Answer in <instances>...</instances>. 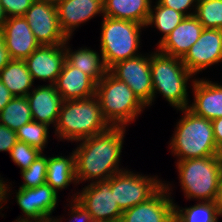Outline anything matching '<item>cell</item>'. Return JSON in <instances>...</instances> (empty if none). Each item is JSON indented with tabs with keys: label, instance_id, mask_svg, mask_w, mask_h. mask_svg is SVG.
I'll use <instances>...</instances> for the list:
<instances>
[{
	"label": "cell",
	"instance_id": "1",
	"mask_svg": "<svg viewBox=\"0 0 222 222\" xmlns=\"http://www.w3.org/2000/svg\"><path fill=\"white\" fill-rule=\"evenodd\" d=\"M126 127L110 126L106 131L80 140L74 150L78 184L86 180H108L123 170L119 168ZM119 162V163H118Z\"/></svg>",
	"mask_w": 222,
	"mask_h": 222
},
{
	"label": "cell",
	"instance_id": "2",
	"mask_svg": "<svg viewBox=\"0 0 222 222\" xmlns=\"http://www.w3.org/2000/svg\"><path fill=\"white\" fill-rule=\"evenodd\" d=\"M110 127L104 119L96 95L63 101L55 125V136L61 140L78 141L102 133Z\"/></svg>",
	"mask_w": 222,
	"mask_h": 222
},
{
	"label": "cell",
	"instance_id": "3",
	"mask_svg": "<svg viewBox=\"0 0 222 222\" xmlns=\"http://www.w3.org/2000/svg\"><path fill=\"white\" fill-rule=\"evenodd\" d=\"M181 111L184 115L179 119L169 144L172 153L178 157L177 161L220 155L211 120L199 117L187 108Z\"/></svg>",
	"mask_w": 222,
	"mask_h": 222
},
{
	"label": "cell",
	"instance_id": "4",
	"mask_svg": "<svg viewBox=\"0 0 222 222\" xmlns=\"http://www.w3.org/2000/svg\"><path fill=\"white\" fill-rule=\"evenodd\" d=\"M150 70L153 85L152 102L159 92L171 106L177 108L176 110L188 108L187 82L194 75L188 71L182 60L157 49L150 54Z\"/></svg>",
	"mask_w": 222,
	"mask_h": 222
},
{
	"label": "cell",
	"instance_id": "5",
	"mask_svg": "<svg viewBox=\"0 0 222 222\" xmlns=\"http://www.w3.org/2000/svg\"><path fill=\"white\" fill-rule=\"evenodd\" d=\"M102 115L110 126L126 127L146 107L129 86L108 72L96 84Z\"/></svg>",
	"mask_w": 222,
	"mask_h": 222
},
{
	"label": "cell",
	"instance_id": "6",
	"mask_svg": "<svg viewBox=\"0 0 222 222\" xmlns=\"http://www.w3.org/2000/svg\"><path fill=\"white\" fill-rule=\"evenodd\" d=\"M176 167L179 172V183L187 199L216 201L222 170L220 155L177 161Z\"/></svg>",
	"mask_w": 222,
	"mask_h": 222
},
{
	"label": "cell",
	"instance_id": "7",
	"mask_svg": "<svg viewBox=\"0 0 222 222\" xmlns=\"http://www.w3.org/2000/svg\"><path fill=\"white\" fill-rule=\"evenodd\" d=\"M101 25L100 51L108 68L119 61L140 55V33L145 25L107 16H103Z\"/></svg>",
	"mask_w": 222,
	"mask_h": 222
},
{
	"label": "cell",
	"instance_id": "8",
	"mask_svg": "<svg viewBox=\"0 0 222 222\" xmlns=\"http://www.w3.org/2000/svg\"><path fill=\"white\" fill-rule=\"evenodd\" d=\"M163 185L164 182L158 180L157 176H144L130 170H123L111 176V190L122 211L145 202Z\"/></svg>",
	"mask_w": 222,
	"mask_h": 222
},
{
	"label": "cell",
	"instance_id": "9",
	"mask_svg": "<svg viewBox=\"0 0 222 222\" xmlns=\"http://www.w3.org/2000/svg\"><path fill=\"white\" fill-rule=\"evenodd\" d=\"M81 191L73 194V200L85 208L93 222H120L123 211L111 190V177L90 183Z\"/></svg>",
	"mask_w": 222,
	"mask_h": 222
},
{
	"label": "cell",
	"instance_id": "10",
	"mask_svg": "<svg viewBox=\"0 0 222 222\" xmlns=\"http://www.w3.org/2000/svg\"><path fill=\"white\" fill-rule=\"evenodd\" d=\"M109 72L125 82L136 97L146 106L152 105L153 85L150 70V54L122 60L109 68Z\"/></svg>",
	"mask_w": 222,
	"mask_h": 222
},
{
	"label": "cell",
	"instance_id": "11",
	"mask_svg": "<svg viewBox=\"0 0 222 222\" xmlns=\"http://www.w3.org/2000/svg\"><path fill=\"white\" fill-rule=\"evenodd\" d=\"M24 18L40 45H63L66 42L67 37L59 26L57 7L48 0H35Z\"/></svg>",
	"mask_w": 222,
	"mask_h": 222
},
{
	"label": "cell",
	"instance_id": "12",
	"mask_svg": "<svg viewBox=\"0 0 222 222\" xmlns=\"http://www.w3.org/2000/svg\"><path fill=\"white\" fill-rule=\"evenodd\" d=\"M168 185L164 182L148 200L123 211L120 222H174V201Z\"/></svg>",
	"mask_w": 222,
	"mask_h": 222
},
{
	"label": "cell",
	"instance_id": "13",
	"mask_svg": "<svg viewBox=\"0 0 222 222\" xmlns=\"http://www.w3.org/2000/svg\"><path fill=\"white\" fill-rule=\"evenodd\" d=\"M181 60L193 75L222 62V29H204Z\"/></svg>",
	"mask_w": 222,
	"mask_h": 222
},
{
	"label": "cell",
	"instance_id": "14",
	"mask_svg": "<svg viewBox=\"0 0 222 222\" xmlns=\"http://www.w3.org/2000/svg\"><path fill=\"white\" fill-rule=\"evenodd\" d=\"M57 199V192L47 183L36 188H19L16 202L24 215L14 222L50 216L56 208Z\"/></svg>",
	"mask_w": 222,
	"mask_h": 222
},
{
	"label": "cell",
	"instance_id": "15",
	"mask_svg": "<svg viewBox=\"0 0 222 222\" xmlns=\"http://www.w3.org/2000/svg\"><path fill=\"white\" fill-rule=\"evenodd\" d=\"M65 60L64 44L40 45L25 62L33 80H49V84H55Z\"/></svg>",
	"mask_w": 222,
	"mask_h": 222
},
{
	"label": "cell",
	"instance_id": "16",
	"mask_svg": "<svg viewBox=\"0 0 222 222\" xmlns=\"http://www.w3.org/2000/svg\"><path fill=\"white\" fill-rule=\"evenodd\" d=\"M1 32L11 59L25 60L40 46L24 16L9 17Z\"/></svg>",
	"mask_w": 222,
	"mask_h": 222
},
{
	"label": "cell",
	"instance_id": "17",
	"mask_svg": "<svg viewBox=\"0 0 222 222\" xmlns=\"http://www.w3.org/2000/svg\"><path fill=\"white\" fill-rule=\"evenodd\" d=\"M56 7L59 26L67 38H71L80 24L103 14V0H66Z\"/></svg>",
	"mask_w": 222,
	"mask_h": 222
},
{
	"label": "cell",
	"instance_id": "18",
	"mask_svg": "<svg viewBox=\"0 0 222 222\" xmlns=\"http://www.w3.org/2000/svg\"><path fill=\"white\" fill-rule=\"evenodd\" d=\"M192 83L194 101L187 109L211 121L222 117V85L204 78L194 79Z\"/></svg>",
	"mask_w": 222,
	"mask_h": 222
},
{
	"label": "cell",
	"instance_id": "19",
	"mask_svg": "<svg viewBox=\"0 0 222 222\" xmlns=\"http://www.w3.org/2000/svg\"><path fill=\"white\" fill-rule=\"evenodd\" d=\"M203 30L204 27L194 15L185 17L157 49L164 54L182 59L199 39Z\"/></svg>",
	"mask_w": 222,
	"mask_h": 222
},
{
	"label": "cell",
	"instance_id": "20",
	"mask_svg": "<svg viewBox=\"0 0 222 222\" xmlns=\"http://www.w3.org/2000/svg\"><path fill=\"white\" fill-rule=\"evenodd\" d=\"M34 121L56 125L63 98L54 84L35 87L26 96Z\"/></svg>",
	"mask_w": 222,
	"mask_h": 222
},
{
	"label": "cell",
	"instance_id": "21",
	"mask_svg": "<svg viewBox=\"0 0 222 222\" xmlns=\"http://www.w3.org/2000/svg\"><path fill=\"white\" fill-rule=\"evenodd\" d=\"M96 82L78 68L72 66L67 60L63 64L55 87L63 100H78L94 96Z\"/></svg>",
	"mask_w": 222,
	"mask_h": 222
},
{
	"label": "cell",
	"instance_id": "22",
	"mask_svg": "<svg viewBox=\"0 0 222 222\" xmlns=\"http://www.w3.org/2000/svg\"><path fill=\"white\" fill-rule=\"evenodd\" d=\"M70 38L64 43L66 60L74 67L91 77L98 83L108 72L103 55L98 52L82 47L76 51H72L67 44ZM101 56V57H100Z\"/></svg>",
	"mask_w": 222,
	"mask_h": 222
},
{
	"label": "cell",
	"instance_id": "23",
	"mask_svg": "<svg viewBox=\"0 0 222 222\" xmlns=\"http://www.w3.org/2000/svg\"><path fill=\"white\" fill-rule=\"evenodd\" d=\"M151 4V0H103V16L145 25Z\"/></svg>",
	"mask_w": 222,
	"mask_h": 222
},
{
	"label": "cell",
	"instance_id": "24",
	"mask_svg": "<svg viewBox=\"0 0 222 222\" xmlns=\"http://www.w3.org/2000/svg\"><path fill=\"white\" fill-rule=\"evenodd\" d=\"M0 81L13 97H26L32 90V85H34V80L28 71L25 60L18 59H12L2 68Z\"/></svg>",
	"mask_w": 222,
	"mask_h": 222
},
{
	"label": "cell",
	"instance_id": "25",
	"mask_svg": "<svg viewBox=\"0 0 222 222\" xmlns=\"http://www.w3.org/2000/svg\"><path fill=\"white\" fill-rule=\"evenodd\" d=\"M71 182L74 185L78 183L75 174L74 151L69 157L60 155L47 157L46 183L58 193V190L67 188Z\"/></svg>",
	"mask_w": 222,
	"mask_h": 222
},
{
	"label": "cell",
	"instance_id": "26",
	"mask_svg": "<svg viewBox=\"0 0 222 222\" xmlns=\"http://www.w3.org/2000/svg\"><path fill=\"white\" fill-rule=\"evenodd\" d=\"M155 4V6L151 5L150 7L145 27L154 25L164 34L158 42L159 45L186 16L170 7L161 5L158 1Z\"/></svg>",
	"mask_w": 222,
	"mask_h": 222
},
{
	"label": "cell",
	"instance_id": "27",
	"mask_svg": "<svg viewBox=\"0 0 222 222\" xmlns=\"http://www.w3.org/2000/svg\"><path fill=\"white\" fill-rule=\"evenodd\" d=\"M33 120L26 97H13L0 112V123L13 131Z\"/></svg>",
	"mask_w": 222,
	"mask_h": 222
},
{
	"label": "cell",
	"instance_id": "28",
	"mask_svg": "<svg viewBox=\"0 0 222 222\" xmlns=\"http://www.w3.org/2000/svg\"><path fill=\"white\" fill-rule=\"evenodd\" d=\"M221 216L215 202H199L180 209L174 204V222H218Z\"/></svg>",
	"mask_w": 222,
	"mask_h": 222
},
{
	"label": "cell",
	"instance_id": "29",
	"mask_svg": "<svg viewBox=\"0 0 222 222\" xmlns=\"http://www.w3.org/2000/svg\"><path fill=\"white\" fill-rule=\"evenodd\" d=\"M194 16L204 29H222V0H198Z\"/></svg>",
	"mask_w": 222,
	"mask_h": 222
},
{
	"label": "cell",
	"instance_id": "30",
	"mask_svg": "<svg viewBox=\"0 0 222 222\" xmlns=\"http://www.w3.org/2000/svg\"><path fill=\"white\" fill-rule=\"evenodd\" d=\"M48 127L47 124L32 120L16 131L17 140L25 142L40 151H44L49 138Z\"/></svg>",
	"mask_w": 222,
	"mask_h": 222
},
{
	"label": "cell",
	"instance_id": "31",
	"mask_svg": "<svg viewBox=\"0 0 222 222\" xmlns=\"http://www.w3.org/2000/svg\"><path fill=\"white\" fill-rule=\"evenodd\" d=\"M47 157L43 153L28 167L21 171L24 179L19 188H36L46 183Z\"/></svg>",
	"mask_w": 222,
	"mask_h": 222
},
{
	"label": "cell",
	"instance_id": "32",
	"mask_svg": "<svg viewBox=\"0 0 222 222\" xmlns=\"http://www.w3.org/2000/svg\"><path fill=\"white\" fill-rule=\"evenodd\" d=\"M39 149L31 145L17 141L10 151L12 161L20 167V170H26L42 154Z\"/></svg>",
	"mask_w": 222,
	"mask_h": 222
},
{
	"label": "cell",
	"instance_id": "33",
	"mask_svg": "<svg viewBox=\"0 0 222 222\" xmlns=\"http://www.w3.org/2000/svg\"><path fill=\"white\" fill-rule=\"evenodd\" d=\"M35 0H0L7 17L24 16Z\"/></svg>",
	"mask_w": 222,
	"mask_h": 222
},
{
	"label": "cell",
	"instance_id": "34",
	"mask_svg": "<svg viewBox=\"0 0 222 222\" xmlns=\"http://www.w3.org/2000/svg\"><path fill=\"white\" fill-rule=\"evenodd\" d=\"M161 5L170 7L171 9H174L178 12H181L186 17L195 15L196 6L198 0H157ZM192 5V6H191ZM194 7V8H191ZM188 9H194V12L190 13L187 10Z\"/></svg>",
	"mask_w": 222,
	"mask_h": 222
},
{
	"label": "cell",
	"instance_id": "35",
	"mask_svg": "<svg viewBox=\"0 0 222 222\" xmlns=\"http://www.w3.org/2000/svg\"><path fill=\"white\" fill-rule=\"evenodd\" d=\"M17 141L16 132L0 123V152L10 153Z\"/></svg>",
	"mask_w": 222,
	"mask_h": 222
},
{
	"label": "cell",
	"instance_id": "36",
	"mask_svg": "<svg viewBox=\"0 0 222 222\" xmlns=\"http://www.w3.org/2000/svg\"><path fill=\"white\" fill-rule=\"evenodd\" d=\"M70 204V215H72L68 222H93L90 214L85 210V208L80 205L76 200L71 201Z\"/></svg>",
	"mask_w": 222,
	"mask_h": 222
},
{
	"label": "cell",
	"instance_id": "37",
	"mask_svg": "<svg viewBox=\"0 0 222 222\" xmlns=\"http://www.w3.org/2000/svg\"><path fill=\"white\" fill-rule=\"evenodd\" d=\"M213 126V135L216 146L219 150L222 149V117L211 121Z\"/></svg>",
	"mask_w": 222,
	"mask_h": 222
},
{
	"label": "cell",
	"instance_id": "38",
	"mask_svg": "<svg viewBox=\"0 0 222 222\" xmlns=\"http://www.w3.org/2000/svg\"><path fill=\"white\" fill-rule=\"evenodd\" d=\"M11 57L8 49L6 48V43L2 32L0 31V71L5 67L10 61Z\"/></svg>",
	"mask_w": 222,
	"mask_h": 222
},
{
	"label": "cell",
	"instance_id": "39",
	"mask_svg": "<svg viewBox=\"0 0 222 222\" xmlns=\"http://www.w3.org/2000/svg\"><path fill=\"white\" fill-rule=\"evenodd\" d=\"M12 98H13V95L0 81V112L9 103V101Z\"/></svg>",
	"mask_w": 222,
	"mask_h": 222
},
{
	"label": "cell",
	"instance_id": "40",
	"mask_svg": "<svg viewBox=\"0 0 222 222\" xmlns=\"http://www.w3.org/2000/svg\"><path fill=\"white\" fill-rule=\"evenodd\" d=\"M5 182L6 181H3V179L0 176V210H3V207H1L3 206L2 203L7 202L6 198L8 199L9 197L8 194L11 195L10 194L11 191L9 190L11 187H8L10 185L6 184Z\"/></svg>",
	"mask_w": 222,
	"mask_h": 222
},
{
	"label": "cell",
	"instance_id": "41",
	"mask_svg": "<svg viewBox=\"0 0 222 222\" xmlns=\"http://www.w3.org/2000/svg\"><path fill=\"white\" fill-rule=\"evenodd\" d=\"M215 203L217 205L220 215L222 216V170L220 172L219 189Z\"/></svg>",
	"mask_w": 222,
	"mask_h": 222
},
{
	"label": "cell",
	"instance_id": "42",
	"mask_svg": "<svg viewBox=\"0 0 222 222\" xmlns=\"http://www.w3.org/2000/svg\"><path fill=\"white\" fill-rule=\"evenodd\" d=\"M22 222H61V220L60 218L56 219V218H53L52 216H44L42 218L28 219Z\"/></svg>",
	"mask_w": 222,
	"mask_h": 222
},
{
	"label": "cell",
	"instance_id": "43",
	"mask_svg": "<svg viewBox=\"0 0 222 222\" xmlns=\"http://www.w3.org/2000/svg\"><path fill=\"white\" fill-rule=\"evenodd\" d=\"M7 19L8 17L0 4V31H2L5 23L7 22Z\"/></svg>",
	"mask_w": 222,
	"mask_h": 222
},
{
	"label": "cell",
	"instance_id": "44",
	"mask_svg": "<svg viewBox=\"0 0 222 222\" xmlns=\"http://www.w3.org/2000/svg\"><path fill=\"white\" fill-rule=\"evenodd\" d=\"M49 2H51L53 5H58L59 3L66 1V0H48Z\"/></svg>",
	"mask_w": 222,
	"mask_h": 222
},
{
	"label": "cell",
	"instance_id": "45",
	"mask_svg": "<svg viewBox=\"0 0 222 222\" xmlns=\"http://www.w3.org/2000/svg\"><path fill=\"white\" fill-rule=\"evenodd\" d=\"M220 158L222 159V149L220 150Z\"/></svg>",
	"mask_w": 222,
	"mask_h": 222
}]
</instances>
